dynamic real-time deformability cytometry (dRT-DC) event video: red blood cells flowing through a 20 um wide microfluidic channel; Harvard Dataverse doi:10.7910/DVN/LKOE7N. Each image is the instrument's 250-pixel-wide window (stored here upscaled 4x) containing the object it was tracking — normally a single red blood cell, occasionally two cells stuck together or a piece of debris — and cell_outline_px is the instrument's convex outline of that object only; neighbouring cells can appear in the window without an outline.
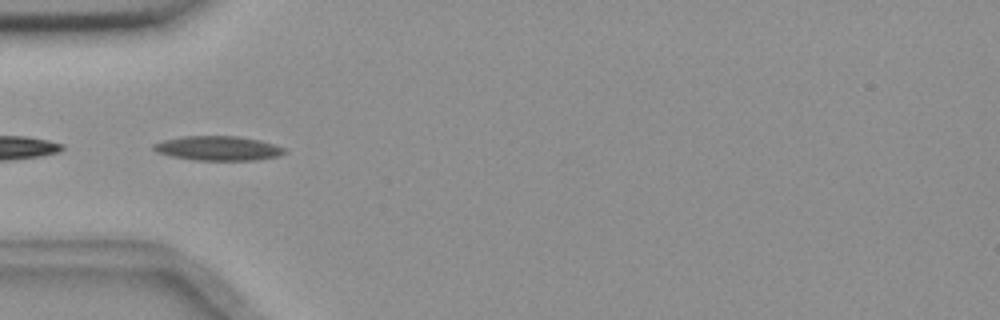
{"species": "common noctule bat (a hibernating species)", "species_latin": "Nyctalus noctula", "temperature_condition": "room temperature", "stored_images_in_passage": 11, "camera_frame_rate_fps": 3000, "um_per_image_px": 0.085, "animal": {"sex": "female", "body_mass_g": 18.4}, "frame": {"image": 1, "passage_image": 5, "time_ms": 1.333, "image_size_px": [1000, 320], "cell_outline_px": [[288, 152], [280, 156], [256, 160], [196, 160], [168, 156], [156, 152], [152, 148], [152, 144], [164, 140], [184, 136], [236, 136], [260, 140], [276, 144], [284, 148]], "centroid_in_image_um": [18.55, 12.61], "position_along_channel_um": 66.4, "area_um2": 18.84}}
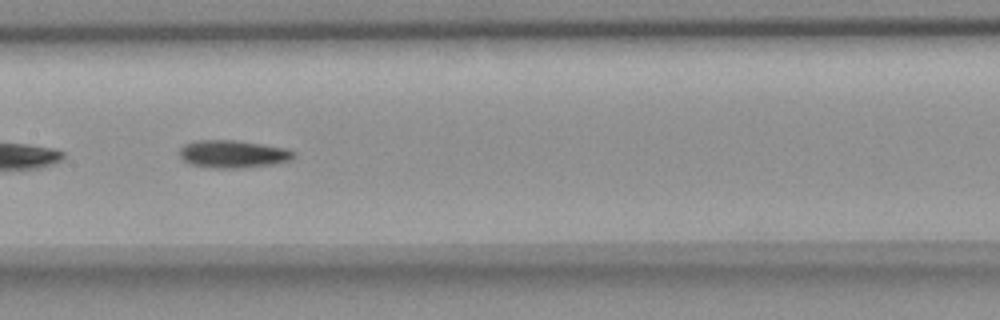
{"frame": {"image": 2, "passage_image": 8, "time_ms": 2.333, "image_size_px": [1000, 320], "cell_outline_px": [[296, 156], [288, 160], [272, 164], [240, 168], [216, 168], [188, 164], [180, 156], [180, 148], [184, 144], [196, 140], [236, 140], [288, 148], [296, 152]], "centroid_in_image_um": [19.8, 13.08], "position_along_channel_um": 187.6, "area_um2": 18.44}}
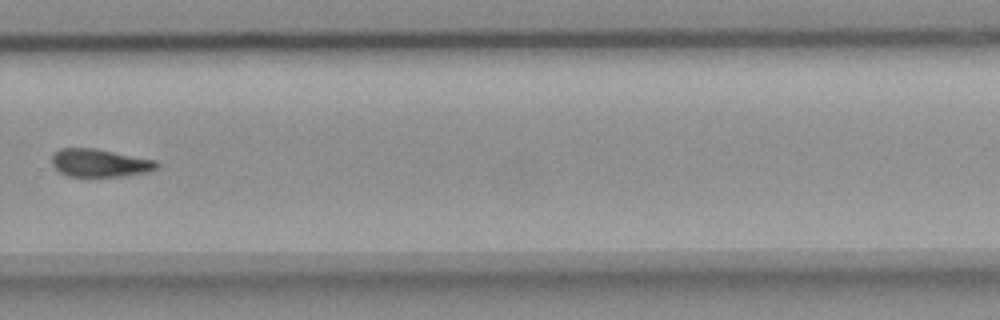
{"frame": {"image": 3, "passage_image": 11, "time_ms": 3.333, "image_size_px": [1000, 320], "cell_outline_px": [[160, 164], [156, 168], [148, 172], [124, 176], [68, 176], [60, 172], [52, 164], [52, 156], [60, 148], [96, 148], [156, 160]], "centroid_in_image_um": [8.5, 13.84], "position_along_channel_um": 321.3, "area_um2": 17.05}}